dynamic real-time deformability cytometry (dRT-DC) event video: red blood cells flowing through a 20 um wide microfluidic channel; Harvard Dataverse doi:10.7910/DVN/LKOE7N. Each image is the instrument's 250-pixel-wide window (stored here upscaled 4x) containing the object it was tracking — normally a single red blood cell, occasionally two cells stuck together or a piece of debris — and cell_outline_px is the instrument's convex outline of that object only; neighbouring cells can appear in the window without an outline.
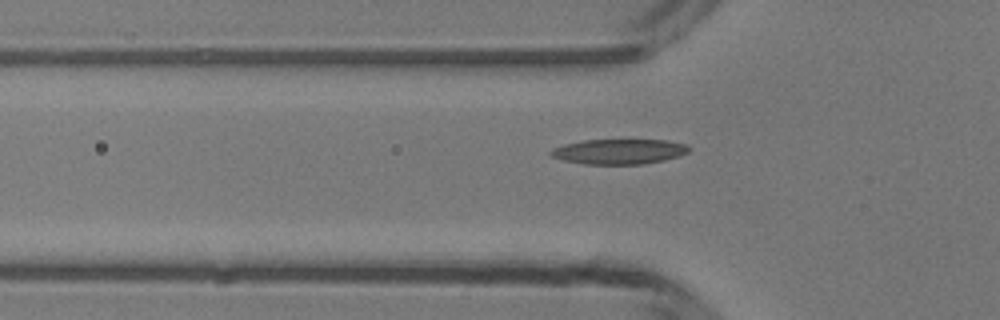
{"species": "common noctule bat (a hibernating species)", "species_latin": "Nyctalus noctula", "temperature_condition": "room temperature", "stored_images_in_passage": 35, "camera_frame_rate_fps": 3000, "um_per_image_px": 0.085, "animal": {"sex": "male", "body_mass_g": 13.3}, "frame": {"image": 1, "passage_image": 8, "time_ms": 2.333, "image_size_px": [1000, 320], "cell_outline_px": [[692, 148], [688, 152], [680, 156], [664, 160], [640, 164], [584, 164], [564, 160], [552, 156], [548, 152], [552, 148], [564, 144], [584, 140], [668, 140], [688, 144]], "centroid_in_image_um": [52.66, 12.87], "position_along_channel_um": 73.1, "area_um2": 20.29}}
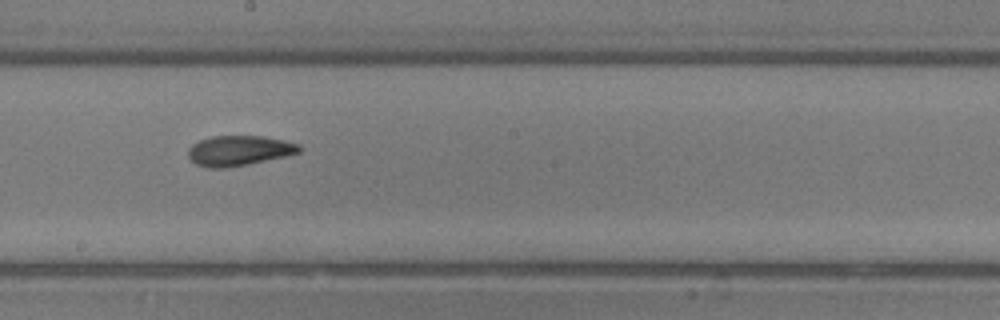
{"frame": {"image": 2, "passage_image": 19, "time_ms": 6.0, "image_size_px": [1000, 320], "cell_outline_px": [[300, 152], [288, 156], [228, 168], [208, 168], [196, 164], [188, 156], [188, 148], [192, 144], [200, 140], [212, 136], [260, 136], [284, 140], [300, 144]], "centroid_in_image_um": [20.32, 12.81], "position_along_channel_um": 227.9, "area_um2": 19.59}}
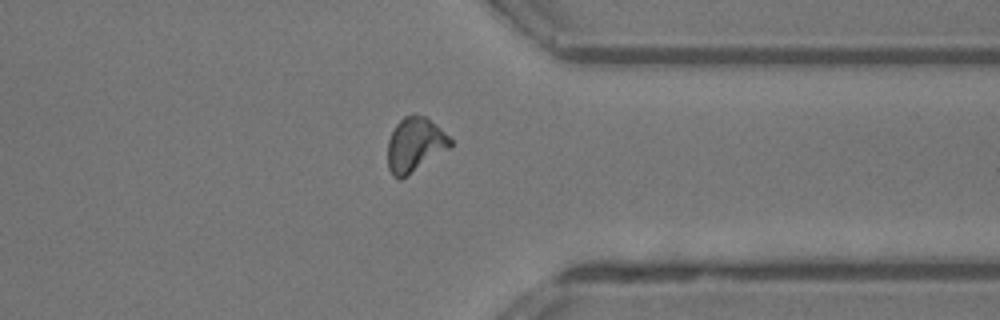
{"frame": {"image": 3, "passage_image": 30, "time_ms": 9.667, "image_size_px": [1000, 320], "cell_outline_px": [[452, 148], [408, 176], [400, 180], [392, 176], [388, 168], [388, 140], [396, 124], [404, 116], [424, 116], [436, 124], [452, 140]], "centroid_in_image_um": [35.29, 12.36], "position_along_channel_um": 376.1, "area_um2": 20.06}}